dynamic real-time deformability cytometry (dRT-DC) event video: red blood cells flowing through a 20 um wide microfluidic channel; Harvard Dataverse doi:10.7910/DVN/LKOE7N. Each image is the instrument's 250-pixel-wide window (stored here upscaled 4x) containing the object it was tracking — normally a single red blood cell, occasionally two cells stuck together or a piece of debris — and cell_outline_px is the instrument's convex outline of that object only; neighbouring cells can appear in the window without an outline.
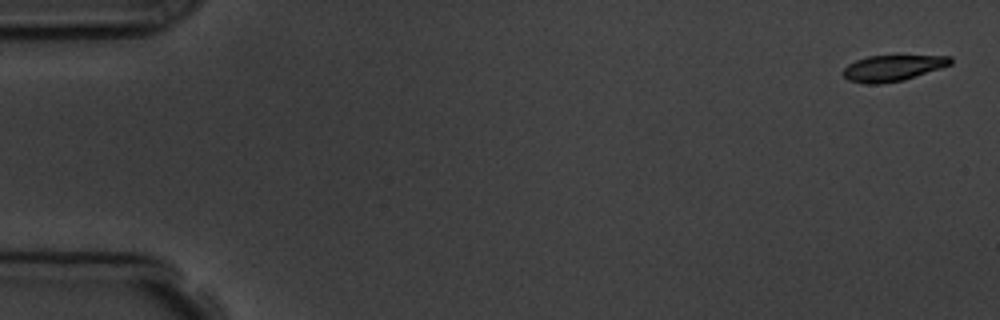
{"species": "common noctule bat (a hibernating species)", "species_latin": "Nyctalus noctula", "temperature_condition": "room temperature", "stored_images_in_passage": 5, "camera_frame_rate_fps": 3000, "um_per_image_px": 0.085, "animal": {"sex": "male", "body_mass_g": 19.5, "forearm_length_mm": 54.6}, "frame": {"image": 1, "passage_image": 1, "time_ms": 0.0, "image_size_px": [1000, 320], "cell_outline_px": [[952, 64], [904, 80], [880, 84], [868, 84], [848, 80], [840, 72], [848, 64], [856, 60], [868, 56], [952, 56]], "centroid_in_image_um": [75.84, 5.79], "position_along_channel_um": 9.2, "area_um2": 16.18}}
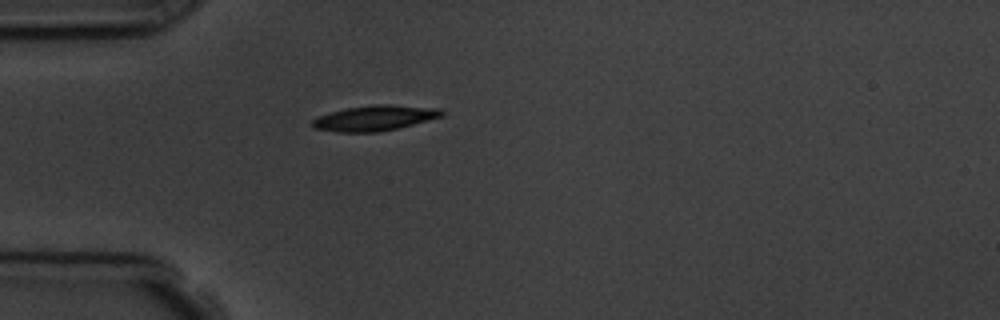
{"frame": {"image": 2, "passage_image": 5, "time_ms": 4.667, "image_size_px": [1000, 320], "cell_outline_px": [[444, 116], [380, 132], [336, 132], [312, 128], [312, 120], [316, 116], [348, 108], [372, 104], [388, 104], [440, 108], [444, 112]], "centroid_in_image_um": [31.84, 10.03], "position_along_channel_um": 53.2, "area_um2": 19.13}}